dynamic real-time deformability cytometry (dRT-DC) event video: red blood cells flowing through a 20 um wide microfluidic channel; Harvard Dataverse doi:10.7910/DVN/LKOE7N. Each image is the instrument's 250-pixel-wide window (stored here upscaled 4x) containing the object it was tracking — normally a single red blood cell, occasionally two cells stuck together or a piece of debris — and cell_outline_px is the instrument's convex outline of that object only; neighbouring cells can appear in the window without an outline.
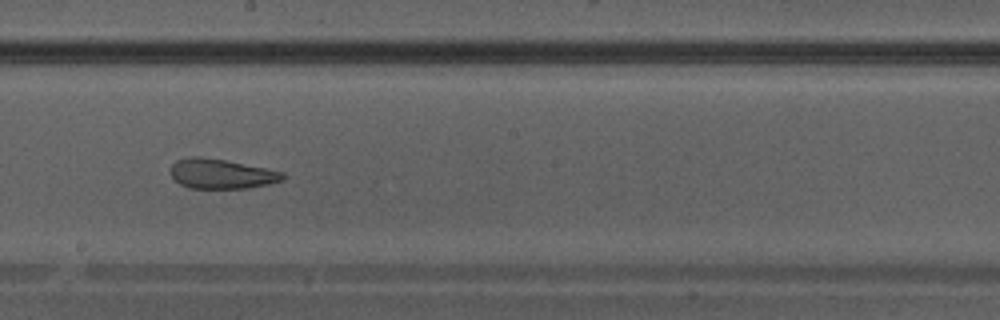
{"species": "Egyptian fruit bat (a non-hibernating species)", "species_latin": "Rousettus aegyptiacus", "temperature_condition": "warm", "stored_images_in_passage": 30, "camera_frame_rate_fps": 3000, "um_per_image_px": 0.085, "animal": {"sex": "male"}, "frame": {"image": 1, "passage_image": 18, "time_ms": 5.667, "image_size_px": [1000, 320], "cell_outline_px": [[284, 180], [268, 184], [248, 188], [188, 188], [180, 184], [168, 172], [172, 164], [176, 160], [192, 156], [200, 156], [224, 160], [284, 172]], "centroid_in_image_um": [18.77, 14.77], "position_along_channel_um": 229.4, "area_um2": 19.42}}